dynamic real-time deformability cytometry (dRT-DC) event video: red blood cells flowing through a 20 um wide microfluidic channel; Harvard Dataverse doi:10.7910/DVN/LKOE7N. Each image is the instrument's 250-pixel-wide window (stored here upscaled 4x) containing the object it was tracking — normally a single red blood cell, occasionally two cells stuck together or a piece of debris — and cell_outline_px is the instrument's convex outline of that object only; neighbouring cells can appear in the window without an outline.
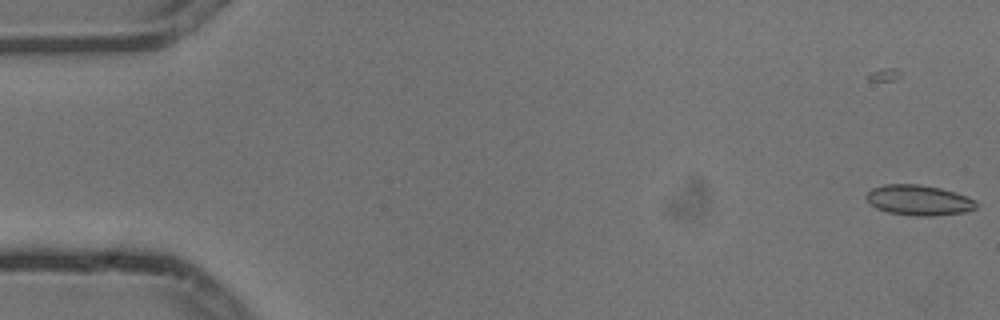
{"species": "common noctule bat (a hibernating species)", "species_latin": "Nyctalus noctula", "temperature_condition": "cold", "stored_images_in_passage": 6, "camera_frame_rate_fps": 3000, "um_per_image_px": 0.085, "animal": {"sex": "male", "body_mass_g": 13.3}, "frame": {"image": 1, "passage_image": 1, "time_ms": 0.0, "image_size_px": [1000, 320], "cell_outline_px": [[976, 208], [964, 212], [932, 216], [912, 216], [888, 212], [876, 208], [864, 196], [872, 188], [884, 184], [920, 184], [940, 188], [976, 200]], "centroid_in_image_um": [78.06, 17.02], "position_along_channel_um": 6.9, "area_um2": 19.31}}
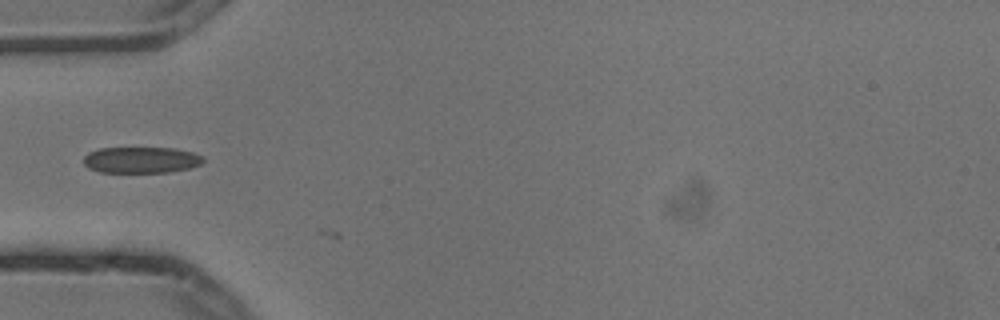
{"frame": {"image": 2, "passage_image": 6, "time_ms": 1.667, "image_size_px": [1000, 320], "cell_outline_px": [[204, 160], [200, 164], [188, 168], [168, 172], [100, 172], [88, 168], [84, 164], [84, 156], [88, 152], [100, 148], [176, 148], [192, 152], [204, 156]], "centroid_in_image_um": [11.99, 13.59], "position_along_channel_um": 73.0, "area_um2": 18.26}}